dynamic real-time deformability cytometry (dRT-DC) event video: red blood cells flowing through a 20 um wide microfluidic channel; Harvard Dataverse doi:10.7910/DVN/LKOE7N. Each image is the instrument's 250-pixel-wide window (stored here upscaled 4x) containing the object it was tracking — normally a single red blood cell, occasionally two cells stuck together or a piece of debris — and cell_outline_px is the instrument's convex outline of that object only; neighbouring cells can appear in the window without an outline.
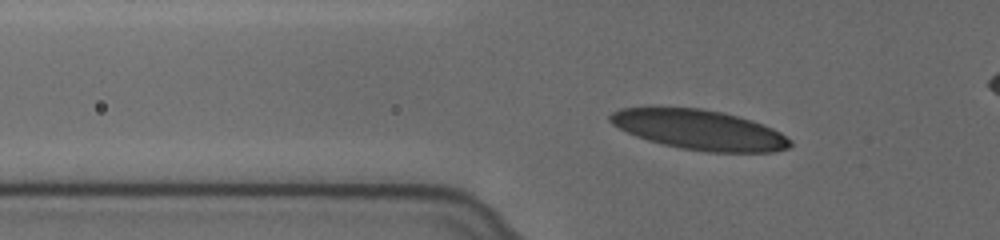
{"species": "human", "species_latin": "Homo sapiens", "temperature_condition": "cold", "stored_images_in_passage": 51, "camera_frame_rate_fps": 3000, "um_per_image_px": 0.085, "donor": {"sex": "female"}, "frame": {"image": 1, "passage_image": 13, "time_ms": 4.0, "image_size_px": [1000, 240], "cell_outline_px": [[792, 144], [788, 148], [776, 152], [708, 152], [680, 148], [648, 140], [636, 136], [612, 124], [608, 120], [608, 116], [612, 112], [620, 108], [700, 108], [720, 112], [752, 120], [772, 128], [780, 132], [792, 140]], "centroid_in_image_um": [59.47, 11.04], "position_along_channel_um": 66.3, "area_um2": 41.56}}
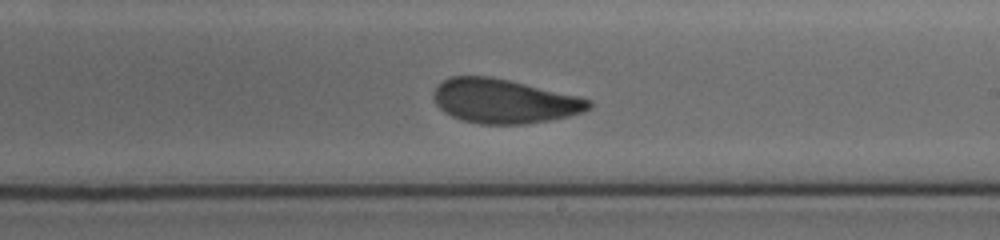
{"frame": {"image": 2, "passage_image": 29, "time_ms": 9.333, "image_size_px": [1000, 240], "cell_outline_px": [[592, 108], [584, 112], [552, 120], [524, 124], [480, 124], [460, 120], [444, 112], [436, 104], [432, 96], [432, 92], [444, 80], [452, 76], [492, 76], [580, 96], [592, 100]], "centroid_in_image_um": [42.87, 8.6], "position_along_channel_um": 246.1, "area_um2": 40.34}}
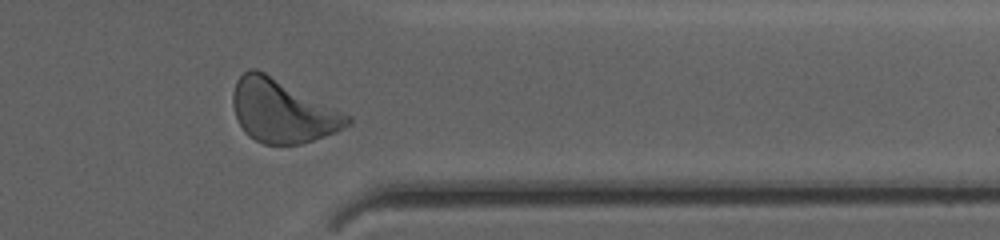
{"frame": {"image": 3, "passage_image": 41, "time_ms": 13.333, "image_size_px": [1000, 240], "cell_outline_px": [[352, 124], [336, 132], [300, 144], [264, 144], [248, 136], [244, 132], [236, 116], [232, 104], [232, 96], [236, 80], [248, 68], [256, 68], [352, 116]], "centroid_in_image_um": [24.0, 9.44], "position_along_channel_um": 387.4, "area_um2": 41.85}}